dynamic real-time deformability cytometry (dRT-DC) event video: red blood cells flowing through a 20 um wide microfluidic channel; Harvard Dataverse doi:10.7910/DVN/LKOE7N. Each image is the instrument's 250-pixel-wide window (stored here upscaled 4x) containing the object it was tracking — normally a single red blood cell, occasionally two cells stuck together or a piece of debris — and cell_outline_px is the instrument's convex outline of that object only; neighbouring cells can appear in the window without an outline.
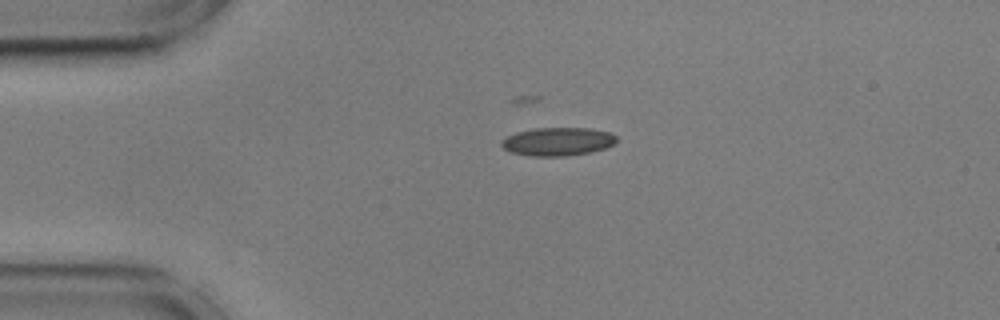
{"species": "common noctule bat (a hibernating species)", "species_latin": "Nyctalus noctula", "temperature_condition": "cold", "stored_images_in_passage": 44, "camera_frame_rate_fps": 3000, "um_per_image_px": 0.085, "animal": {"sex": "male", "body_mass_g": 17.9, "forearm_length_mm": 54.2}, "frame": {"image": 1, "passage_image": 1, "time_ms": 0.0, "image_size_px": [1000, 320], "cell_outline_px": [[616, 144], [592, 152], [568, 156], [532, 156], [512, 152], [504, 148], [500, 144], [500, 140], [504, 136], [516, 132], [532, 128], [588, 128], [612, 132], [616, 136]], "centroid_in_image_um": [47.4, 12.02], "position_along_channel_um": 37.6, "area_um2": 19.25}}
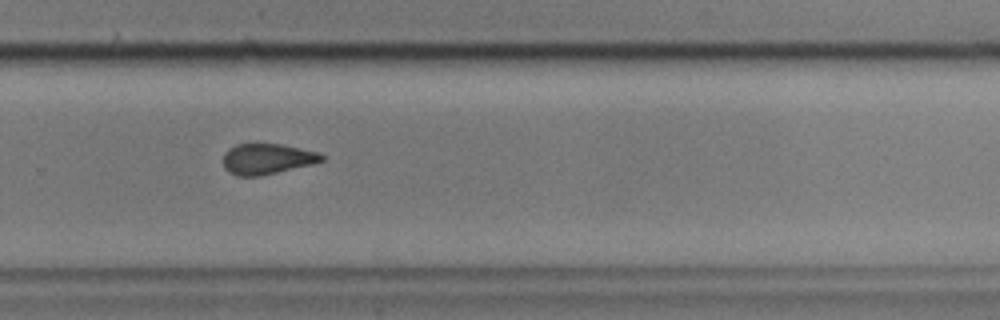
{"frame": {"image": 2, "passage_image": 26, "time_ms": 8.333, "image_size_px": [1000, 320], "cell_outline_px": [[324, 160], [312, 164], [260, 176], [236, 176], [228, 172], [224, 168], [224, 152], [228, 148], [236, 144], [256, 140], [280, 144], [320, 152], [324, 156]], "centroid_in_image_um": [22.66, 13.46], "position_along_channel_um": 307.1, "area_um2": 18.26}}
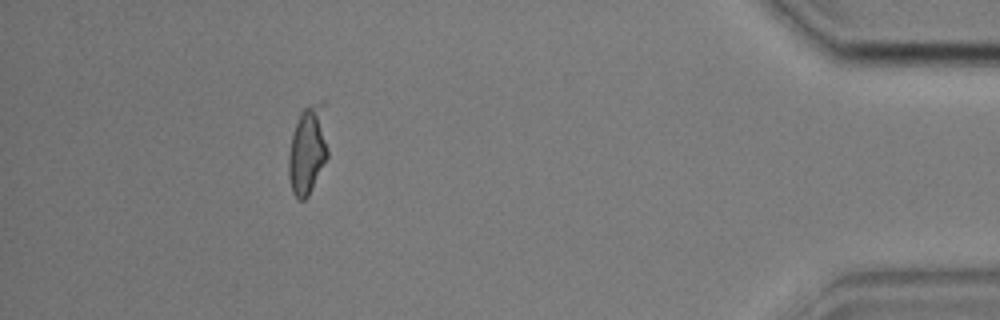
{"frame": {"image": 3, "passage_image": 39, "time_ms": 12.667, "image_size_px": [1000, 320], "cell_outline_px": [[328, 156], [308, 196], [304, 200], [296, 200], [292, 192], [288, 176], [288, 152], [292, 132], [300, 112], [304, 108], [320, 100], [324, 100], [328, 148]], "centroid_in_image_um": [26.15, 12.72], "position_along_channel_um": 409.1, "area_um2": 20.87}, "authors_computed_cell_mechanics": {"area_um2": 19.1318, "velocity_mm_per_s": 3.5866, "shape_relaxation_time_tau1_ms": 4.9599, "shape_relaxation_time_tau2_ms": null, "deformation_change_tau1": 0.1372, "deformation_change_tau2": null}}